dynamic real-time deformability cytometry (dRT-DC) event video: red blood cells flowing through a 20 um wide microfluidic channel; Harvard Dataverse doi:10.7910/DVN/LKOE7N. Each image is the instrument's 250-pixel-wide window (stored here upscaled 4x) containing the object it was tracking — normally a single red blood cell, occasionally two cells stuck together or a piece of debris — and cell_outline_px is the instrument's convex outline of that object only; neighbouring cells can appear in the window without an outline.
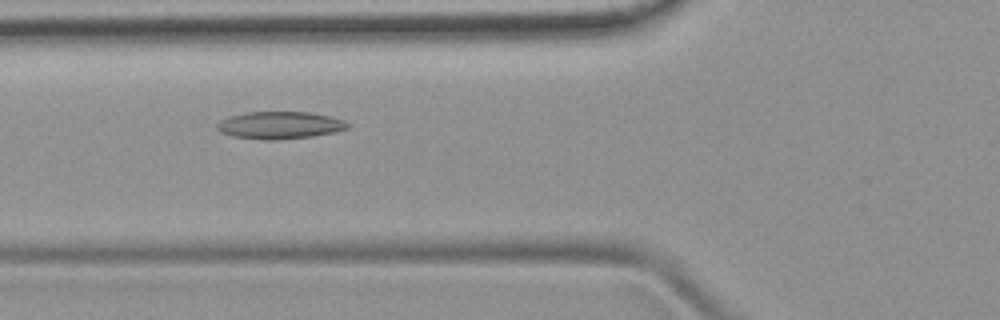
{"species": "common noctule bat (a hibernating species)", "species_latin": "Nyctalus noctula", "temperature_condition": "room temperature", "stored_images_in_passage": 6, "camera_frame_rate_fps": 3000, "um_per_image_px": 0.085, "animal": {"sex": "female", "body_mass_g": 19.9}, "frame": {"image": 1, "passage_image": 6, "time_ms": 5.667, "image_size_px": [1000, 320], "cell_outline_px": [[352, 124], [348, 128], [332, 132], [312, 136], [276, 140], [264, 140], [232, 136], [220, 132], [216, 128], [216, 124], [220, 120], [228, 116], [244, 112], [308, 112], [332, 116], [344, 120]], "centroid_in_image_um": [23.76, 10.63], "position_along_channel_um": 102.0, "area_um2": 20.98}}